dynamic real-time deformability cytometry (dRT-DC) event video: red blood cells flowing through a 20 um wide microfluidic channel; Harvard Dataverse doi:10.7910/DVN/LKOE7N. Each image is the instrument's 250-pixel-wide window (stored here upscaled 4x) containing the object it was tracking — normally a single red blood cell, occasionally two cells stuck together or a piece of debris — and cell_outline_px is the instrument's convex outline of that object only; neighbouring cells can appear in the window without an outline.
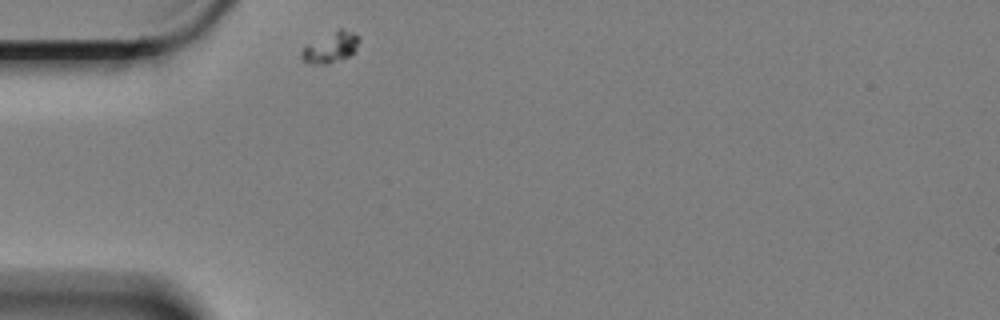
{"species": "Egyptian fruit bat (a non-hibernating species)", "species_latin": "Rousettus aegyptiacus", "temperature_condition": "cold", "stored_images_in_passage": 37, "camera_frame_rate_fps": 3000, "um_per_image_px": 0.085, "animal": {"sex": "female"}, "frame": {"image": 1, "passage_image": 1, "time_ms": 0.0, "image_size_px": [1000, 320], "cell_outline_px": [[360, 40], [356, 48], [348, 56], [324, 64], [308, 64], [300, 56], [300, 52], [308, 44], [340, 28], [344, 28], [356, 32], [360, 36]], "centroid_in_image_um": [28.14, 4.0], "position_along_channel_um": 56.9, "area_um2": 10.06}}
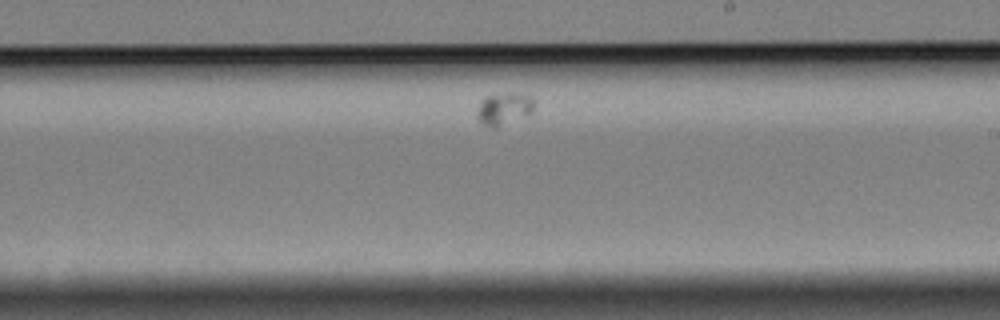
{"frame": {"image": 2, "passage_image": 22, "time_ms": 7.0, "image_size_px": [1000, 320], "cell_outline_px": [[536, 100], [532, 112], [524, 116], [496, 128], [492, 128], [484, 124], [476, 116], [476, 112], [480, 100], [484, 96], [508, 92], [512, 92], [532, 96]], "centroid_in_image_um": [42.84, 9.21], "position_along_channel_um": 246.2, "area_um2": 10.98}}
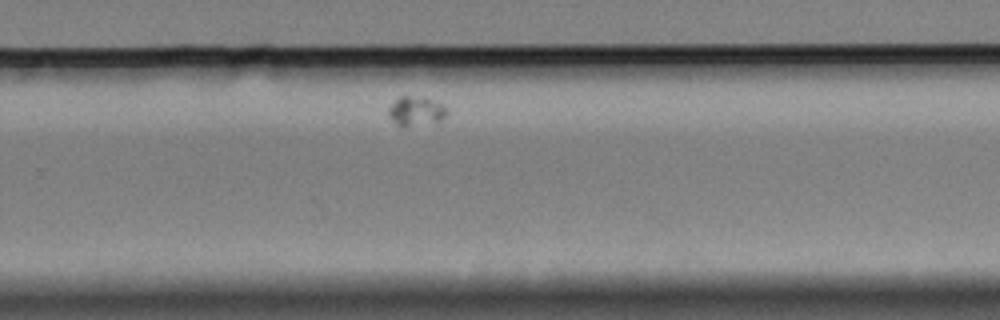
{"frame": {"image": 3, "passage_image": 27, "time_ms": 8.667, "image_size_px": [1000, 320], "cell_outline_px": [[444, 116], [440, 120], [404, 128], [400, 128], [388, 116], [388, 108], [396, 96], [424, 96], [444, 104]], "centroid_in_image_um": [35.27, 9.42], "position_along_channel_um": 294.5, "area_um2": 10.17}}